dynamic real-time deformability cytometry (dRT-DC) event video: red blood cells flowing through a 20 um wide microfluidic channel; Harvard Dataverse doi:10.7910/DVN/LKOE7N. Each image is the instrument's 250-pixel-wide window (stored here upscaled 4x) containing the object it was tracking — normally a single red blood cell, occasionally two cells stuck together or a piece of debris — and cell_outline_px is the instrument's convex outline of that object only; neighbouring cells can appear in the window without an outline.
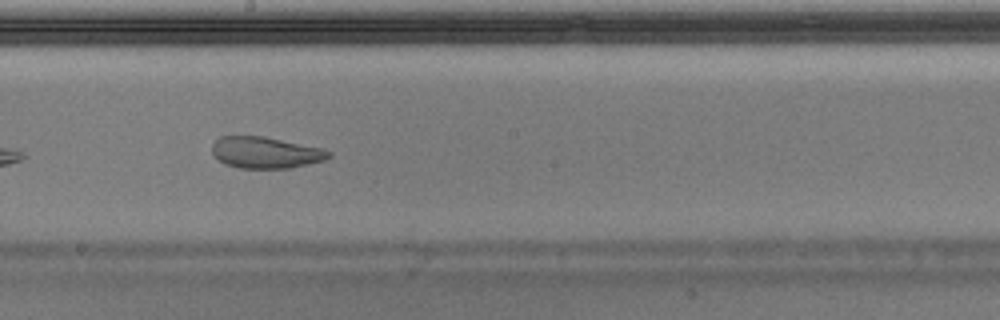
{"species": "Egyptian fruit bat (a non-hibernating species)", "species_latin": "Rousettus aegyptiacus", "temperature_condition": "warm", "stored_images_in_passage": 32, "camera_frame_rate_fps": 3000, "um_per_image_px": 0.085, "animal": {"sex": "male"}, "frame": {"image": 1, "passage_image": 14, "time_ms": 4.333, "image_size_px": [1000, 320], "cell_outline_px": [[332, 156], [324, 160], [308, 164], [288, 168], [240, 168], [224, 164], [212, 152], [212, 144], [220, 136], [264, 136], [324, 148], [332, 152]], "centroid_in_image_um": [22.61, 12.96], "position_along_channel_um": 225.6, "area_um2": 21.44}, "authors_computed_cell_mechanics": {"area_um2": 23.2645, "velocity_mm_per_s": 3.9719, "shape_relaxation_time_tau1_ms": null, "shape_relaxation_time_tau2_ms": 1.588, "deformation_change_tau1": null, "deformation_change_tau2": 0.081}}